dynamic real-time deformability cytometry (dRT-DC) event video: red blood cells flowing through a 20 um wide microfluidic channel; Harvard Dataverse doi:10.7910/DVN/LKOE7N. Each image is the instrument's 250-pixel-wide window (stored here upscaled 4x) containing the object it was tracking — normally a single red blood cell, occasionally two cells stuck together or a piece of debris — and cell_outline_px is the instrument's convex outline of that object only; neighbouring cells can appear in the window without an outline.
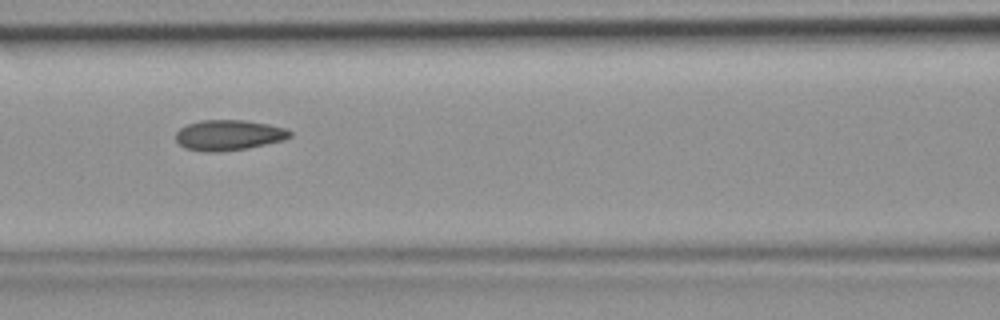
{"species": "common noctule bat (a hibernating species)", "species_latin": "Nyctalus noctula", "temperature_condition": "room temperature", "stored_images_in_passage": 3, "camera_frame_rate_fps": 3000, "um_per_image_px": 0.085, "animal": {"sex": "female", "body_mass_g": 19.9}, "frame": {"image": 1, "passage_image": 3, "time_ms": 0.667, "image_size_px": [1000, 320], "cell_outline_px": [[292, 136], [284, 140], [244, 148], [212, 152], [208, 152], [184, 148], [176, 140], [176, 132], [180, 128], [188, 124], [200, 120], [244, 120], [268, 124], [288, 128], [292, 132]], "centroid_in_image_um": [19.45, 11.47], "position_along_channel_um": 147.1, "area_um2": 20.11}}